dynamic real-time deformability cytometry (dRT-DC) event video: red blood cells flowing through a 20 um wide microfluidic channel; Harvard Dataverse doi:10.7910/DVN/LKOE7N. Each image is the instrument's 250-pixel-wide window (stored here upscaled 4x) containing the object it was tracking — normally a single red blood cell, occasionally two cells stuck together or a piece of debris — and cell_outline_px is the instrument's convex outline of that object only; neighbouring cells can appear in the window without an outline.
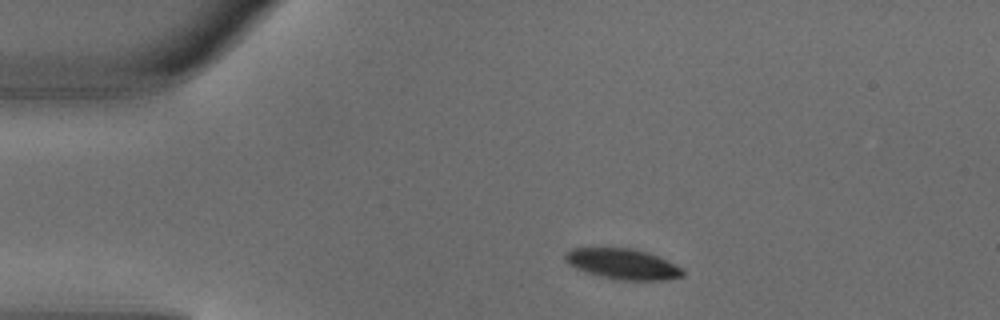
{"species": "common noctule bat (a hibernating species)", "species_latin": "Nyctalus noctula", "temperature_condition": "warm", "stored_images_in_passage": 2, "camera_frame_rate_fps": 3000, "um_per_image_px": 0.085, "animal": {"sex": "male", "body_mass_g": 18.8}, "frame": {"image": 1, "passage_image": 1, "time_ms": 0.0, "image_size_px": [1000, 320], "cell_outline_px": [[684, 276], [668, 280], [620, 280], [600, 276], [584, 272], [568, 264], [564, 260], [564, 256], [572, 248], [632, 248], [656, 256], [684, 268]], "centroid_in_image_um": [52.93, 22.45], "position_along_channel_um": 32.1, "area_um2": 20.87}}